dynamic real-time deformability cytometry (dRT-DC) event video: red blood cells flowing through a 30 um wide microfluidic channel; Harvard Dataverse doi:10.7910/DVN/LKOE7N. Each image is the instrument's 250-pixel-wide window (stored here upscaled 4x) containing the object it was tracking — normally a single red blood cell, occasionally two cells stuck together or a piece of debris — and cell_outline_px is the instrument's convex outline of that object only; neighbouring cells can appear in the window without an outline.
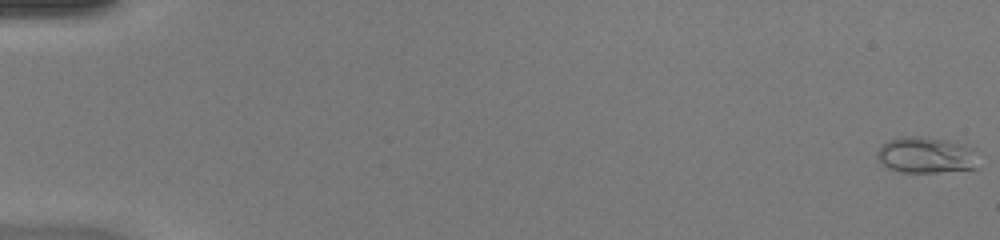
{"species": "common noctule bat (a hibernating species)", "species_latin": "Nyctalus noctula", "temperature_condition": "warm", "stored_images_in_passage": 50, "camera_frame_rate_fps": 3000, "um_per_image_px": 0.085, "animal": {"sex": "female", "body_mass_g": 20.0, "forearm_length_mm": 54.0}, "frame": {"image": 1, "passage_image": 1, "time_ms": 0.0, "image_size_px": [1000, 240], "cell_outline_px": [[980, 168], [936, 172], [900, 172], [888, 168], [880, 164], [876, 156], [876, 152], [888, 140], [900, 136], [920, 136], [948, 140], [968, 144], [976, 148]], "centroid_in_image_um": [78.78, 13.17], "position_along_channel_um": 6.2, "area_um2": 22.02}}
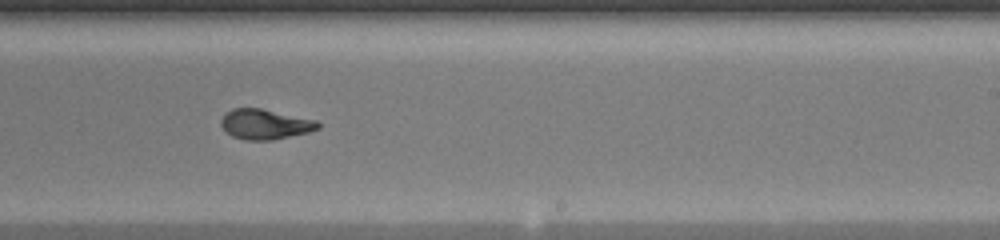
{"frame": {"image": 2, "passage_image": 32, "time_ms": 10.333, "image_size_px": [1000, 240], "cell_outline_px": [[320, 128], [308, 132], [272, 140], [244, 140], [232, 136], [220, 124], [220, 120], [224, 112], [232, 108], [260, 108], [316, 120], [320, 124]], "centroid_in_image_um": [22.5, 10.55], "position_along_channel_um": 266.5, "area_um2": 16.99}}
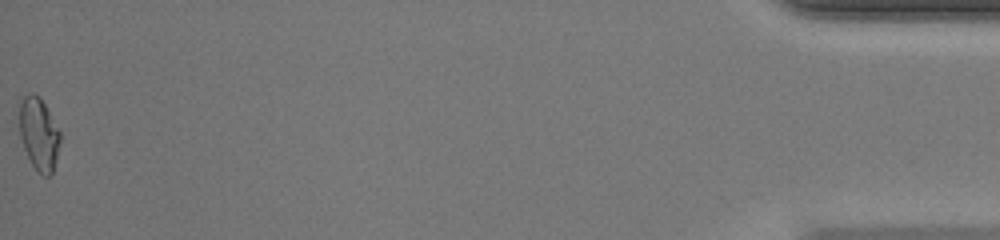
{"frame": {"image": 3, "passage_image": 50, "time_ms": 16.333, "image_size_px": [1000, 240], "cell_outline_px": [[60, 140], [56, 160], [52, 172], [48, 176], [40, 176], [36, 172], [24, 148], [20, 136], [16, 100], [28, 92], [32, 92], [40, 96], [60, 132]], "centroid_in_image_um": [3.24, 11.31], "position_along_channel_um": 432.0, "area_um2": 17.86}, "authors_computed_cell_mechanics": {"area_um2": 17.2244, "velocity_mm_per_s": 4.3019, "shape_relaxation_time_tau1_ms": 5.7072, "shape_relaxation_time_tau2_ms": 0.8115, "deformation_change_tau1": 0.2437, "deformation_change_tau2": 0.0622}}